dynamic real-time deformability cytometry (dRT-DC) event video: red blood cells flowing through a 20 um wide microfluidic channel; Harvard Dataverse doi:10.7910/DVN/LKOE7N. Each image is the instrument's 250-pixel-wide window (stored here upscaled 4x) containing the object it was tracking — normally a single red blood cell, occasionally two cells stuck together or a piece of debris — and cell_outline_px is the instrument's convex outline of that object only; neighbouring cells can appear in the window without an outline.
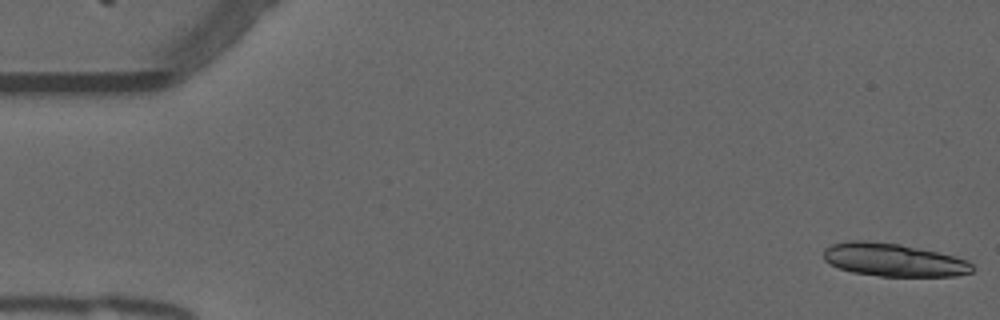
{"species": "common noctule bat (a hibernating species)", "species_latin": "Nyctalus noctula", "temperature_condition": "warm", "stored_images_in_passage": 39, "camera_frame_rate_fps": 3000, "um_per_image_px": 0.085, "animal": {"sex": "male", "forearm_length_mm": 52.5}, "frame": {"image": 1, "passage_image": 1, "time_ms": 0.0, "image_size_px": [1000, 320], "cell_outline_px": [[972, 272], [956, 276], [880, 276], [852, 272], [840, 268], [824, 260], [824, 248], [832, 244], [848, 240], [868, 240], [900, 244], [956, 256], [968, 260], [972, 264]], "centroid_in_image_um": [75.95, 22.08], "position_along_channel_um": 9.1, "area_um2": 28.67}}
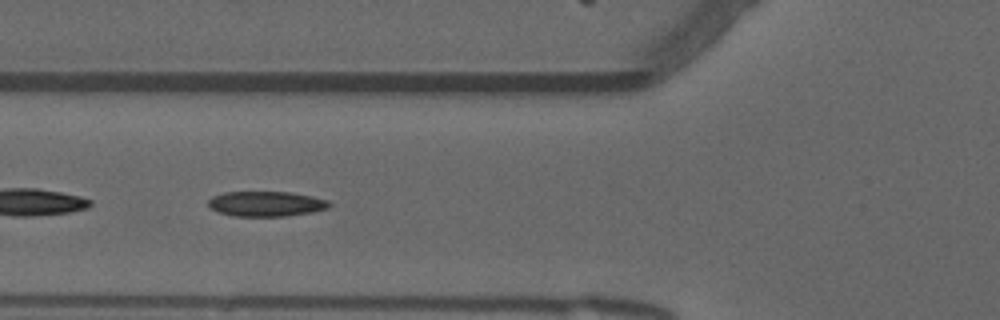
{"frame": {"image": 2, "passage_image": 20, "time_ms": 6.333, "image_size_px": [1000, 320], "cell_outline_px": [[332, 204], [328, 208], [312, 212], [284, 216], [232, 216], [220, 212], [212, 208], [208, 204], [208, 200], [212, 196], [224, 192], [292, 192], [312, 196], [328, 200]], "centroid_in_image_um": [22.64, 17.32], "position_along_channel_um": 103.2, "area_um2": 17.69}}
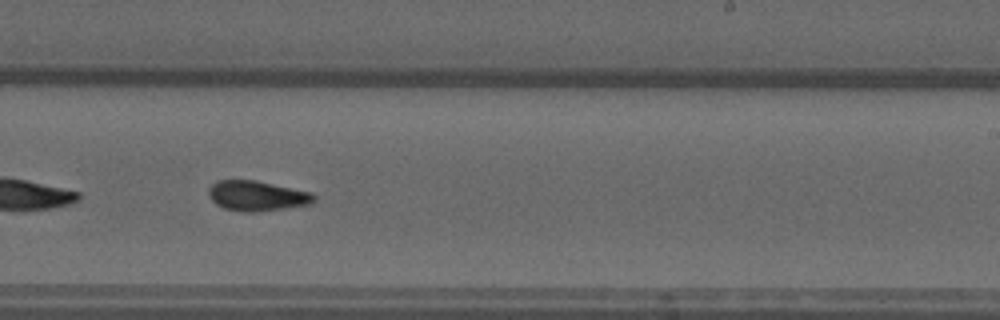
{"frame": {"image": 3, "passage_image": 33, "time_ms": 10.667, "image_size_px": [1000, 320], "cell_outline_px": [[316, 200], [312, 204], [256, 212], [240, 212], [224, 208], [216, 204], [208, 196], [208, 188], [212, 184], [220, 180], [256, 180], [312, 192], [316, 196]], "centroid_in_image_um": [21.86, 16.65], "position_along_channel_um": 267.1, "area_um2": 18.67}}